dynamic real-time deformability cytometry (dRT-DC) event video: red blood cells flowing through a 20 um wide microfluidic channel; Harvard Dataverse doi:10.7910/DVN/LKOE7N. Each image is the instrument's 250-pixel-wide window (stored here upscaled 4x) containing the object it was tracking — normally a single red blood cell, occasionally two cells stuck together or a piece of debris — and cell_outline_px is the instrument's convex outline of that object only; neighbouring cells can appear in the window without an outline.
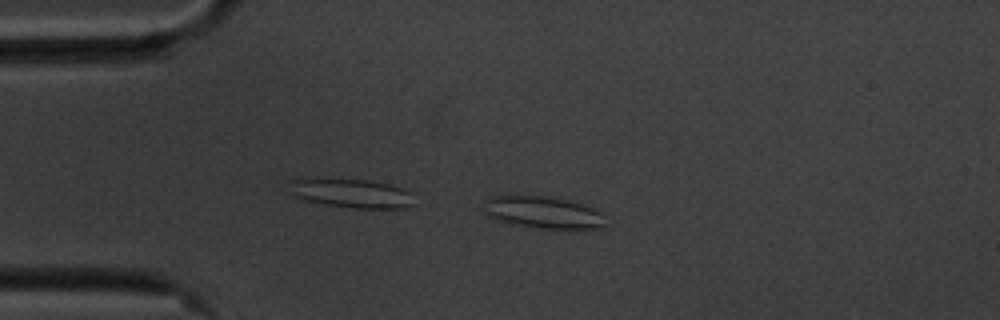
{"species": "common noctule bat (a hibernating species)", "species_latin": "Nyctalus noctula", "temperature_condition": "cold", "stored_images_in_passage": 46, "camera_frame_rate_fps": 3000, "um_per_image_px": 0.085, "animal": {"sex": "male", "body_mass_g": 20.1, "forearm_length_mm": 53.5}, "frame": {"image": 1, "passage_image": 2, "time_ms": 0.333, "image_size_px": [1000, 320], "cell_outline_px": [[604, 224], [600, 228], [580, 232], [556, 232], [508, 224], [496, 220], [488, 216], [484, 212], [488, 200], [492, 196], [544, 196], [564, 200], [580, 204], [592, 208], [600, 212], [604, 216]], "centroid_in_image_um": [46.24, 18.16], "position_along_channel_um": 38.8, "area_um2": 23.64}}
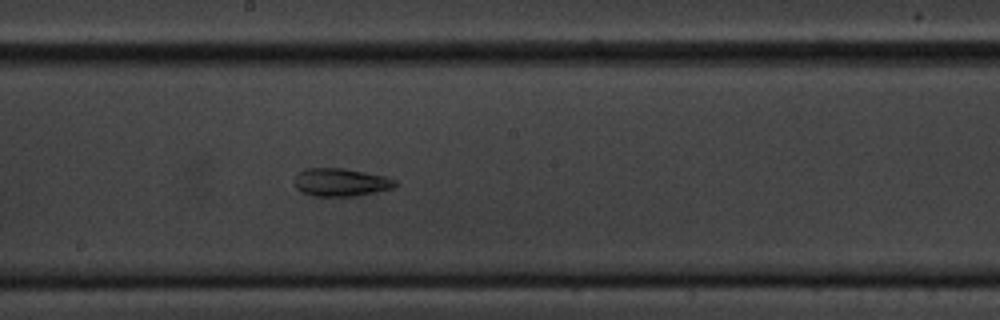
{"frame": {"image": 2, "passage_image": 20, "time_ms": 6.333, "image_size_px": [1000, 320], "cell_outline_px": [[400, 184], [396, 188], [356, 196], [312, 196], [300, 192], [296, 188], [296, 172], [304, 168], [344, 168], [384, 176], [396, 180]], "centroid_in_image_um": [28.99, 15.5], "position_along_channel_um": 219.2, "area_um2": 16.7}}
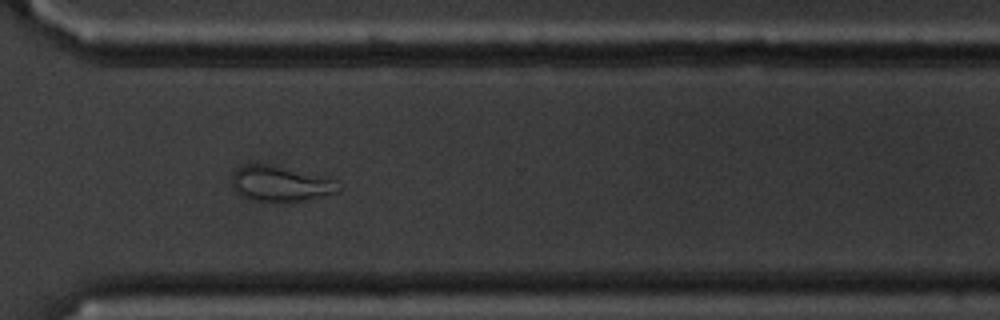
{"frame": {"image": 3, "passage_image": 31, "time_ms": 10.0, "image_size_px": [1000, 320], "cell_outline_px": [[340, 192], [304, 200], [260, 200], [244, 196], [236, 192], [232, 184], [232, 176], [236, 168], [248, 164], [260, 164], [324, 176], [336, 180], [340, 188]], "centroid_in_image_um": [23.86, 15.61], "position_along_channel_um": 346.7, "area_um2": 21.15}, "authors_computed_cell_mechanics": {"area_um2": 18.0914, "velocity_mm_per_s": 3.489, "shape_relaxation_time_tau1_ms": null, "shape_relaxation_time_tau2_ms": 2.1951, "deformation_change_tau1": null, "deformation_change_tau2": 0.0921}}